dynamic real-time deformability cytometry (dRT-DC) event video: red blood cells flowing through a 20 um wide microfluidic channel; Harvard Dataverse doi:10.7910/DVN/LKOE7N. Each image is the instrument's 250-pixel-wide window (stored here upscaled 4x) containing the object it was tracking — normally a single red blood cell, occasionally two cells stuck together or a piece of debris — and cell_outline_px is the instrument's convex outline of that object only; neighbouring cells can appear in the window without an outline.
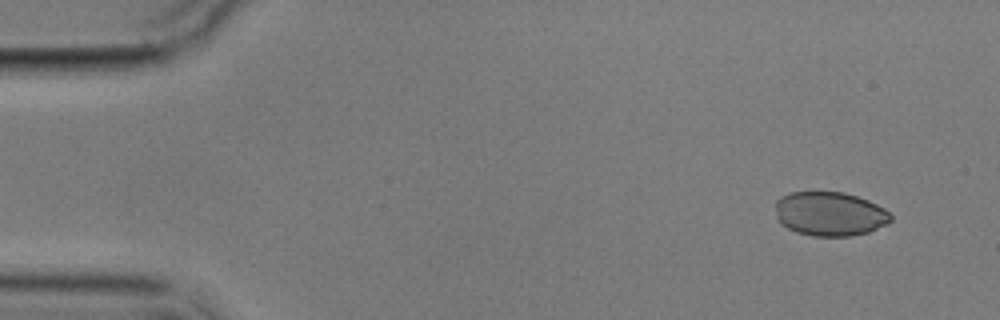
{"species": "common noctule bat (a hibernating species)", "species_latin": "Nyctalus noctula", "temperature_condition": "cold", "stored_images_in_passage": 6, "camera_frame_rate_fps": 3000, "um_per_image_px": 0.085, "animal": {"sex": "male", "body_mass_g": 17.9}, "frame": {"image": 1, "passage_image": 1, "time_ms": 0.0, "image_size_px": [1000, 320], "cell_outline_px": [[892, 220], [888, 224], [868, 232], [852, 236], [812, 236], [796, 232], [780, 224], [776, 216], [776, 200], [780, 196], [792, 192], [844, 192], [868, 200], [884, 208], [892, 216]], "centroid_in_image_um": [70.53, 18.18], "position_along_channel_um": 14.5, "area_um2": 29.88}}